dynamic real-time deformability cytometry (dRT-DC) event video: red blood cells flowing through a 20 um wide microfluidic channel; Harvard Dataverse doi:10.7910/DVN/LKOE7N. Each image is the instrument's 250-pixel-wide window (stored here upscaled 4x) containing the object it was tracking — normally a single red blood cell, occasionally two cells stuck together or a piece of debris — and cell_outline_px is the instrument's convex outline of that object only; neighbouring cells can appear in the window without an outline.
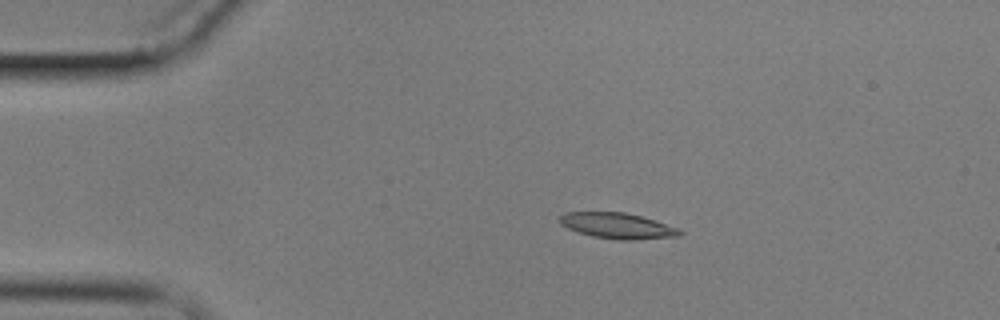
{"species": "common noctule bat (a hibernating species)", "species_latin": "Nyctalus noctula", "temperature_condition": "cold", "stored_images_in_passage": 5, "camera_frame_rate_fps": 3000, "um_per_image_px": 0.085, "animal": {"sex": "male", "body_mass_g": 17.9}, "frame": {"image": 1, "passage_image": 4, "time_ms": 3.667, "image_size_px": [1000, 320], "cell_outline_px": [[684, 232], [680, 236], [632, 240], [616, 240], [592, 236], [568, 228], [560, 224], [560, 216], [564, 212], [624, 212], [640, 216], [680, 228]], "centroid_in_image_um": [52.51, 19.19], "position_along_channel_um": 32.5, "area_um2": 17.98}}